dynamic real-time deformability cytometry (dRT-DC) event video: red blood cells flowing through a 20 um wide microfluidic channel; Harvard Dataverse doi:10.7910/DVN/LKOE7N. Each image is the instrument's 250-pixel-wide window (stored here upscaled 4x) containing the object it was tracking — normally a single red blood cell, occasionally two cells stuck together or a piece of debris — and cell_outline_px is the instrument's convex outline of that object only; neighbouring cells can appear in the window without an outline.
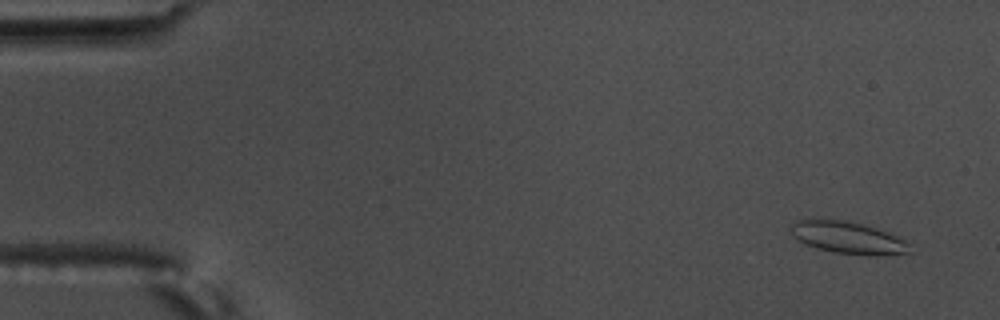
{"species": "common noctule bat (a hibernating species)", "species_latin": "Nyctalus noctula", "temperature_condition": "warm", "stored_images_in_passage": 58, "camera_frame_rate_fps": 3000, "um_per_image_px": 0.085, "animal": {"sex": "male", "body_mass_g": 17.5, "forearm_length_mm": 52.3}, "frame": {"image": 1, "passage_image": 3, "time_ms": 0.667, "image_size_px": [1000, 320], "cell_outline_px": [[908, 252], [876, 256], [832, 252], [816, 248], [804, 244], [792, 236], [788, 228], [796, 220], [844, 220], [860, 224], [888, 232], [900, 236], [908, 244]], "centroid_in_image_um": [72.02, 20.21], "position_along_channel_um": 13.0, "area_um2": 22.02}}
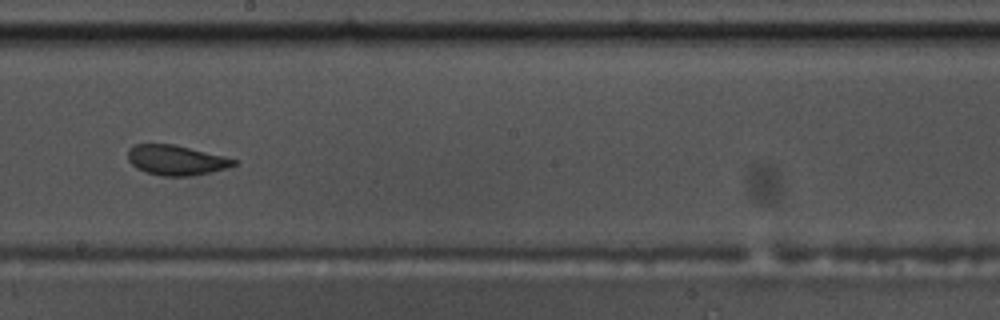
{"frame": {"image": 2, "passage_image": 33, "time_ms": 10.667, "image_size_px": [1000, 320], "cell_outline_px": [[236, 164], [228, 168], [212, 172], [192, 176], [164, 176], [148, 172], [136, 168], [128, 160], [128, 148], [136, 144], [176, 144], [224, 156], [236, 160]], "centroid_in_image_um": [14.98, 13.61], "position_along_channel_um": 233.2, "area_um2": 18.55}}
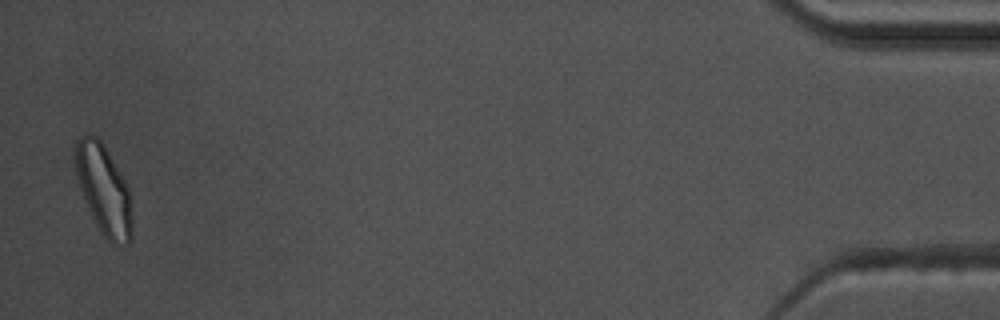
{"frame": {"image": 3, "passage_image": 57, "time_ms": 18.667, "image_size_px": [1000, 320], "cell_outline_px": [[132, 236], [128, 244], [112, 244], [100, 232], [84, 200], [80, 188], [76, 172], [76, 140], [84, 136], [96, 136], [104, 144], [124, 180], [128, 188], [132, 204]], "centroid_in_image_um": [8.85, 16.17], "position_along_channel_um": 426.4, "area_um2": 29.3}, "authors_computed_cell_mechanics": {"area_um2": 20.23, "velocity_mm_per_s": 3.5284, "shape_relaxation_time_tau1_ms": null, "shape_relaxation_time_tau2_ms": 1.2293, "deformation_change_tau1": null, "deformation_change_tau2": 0.0714}}